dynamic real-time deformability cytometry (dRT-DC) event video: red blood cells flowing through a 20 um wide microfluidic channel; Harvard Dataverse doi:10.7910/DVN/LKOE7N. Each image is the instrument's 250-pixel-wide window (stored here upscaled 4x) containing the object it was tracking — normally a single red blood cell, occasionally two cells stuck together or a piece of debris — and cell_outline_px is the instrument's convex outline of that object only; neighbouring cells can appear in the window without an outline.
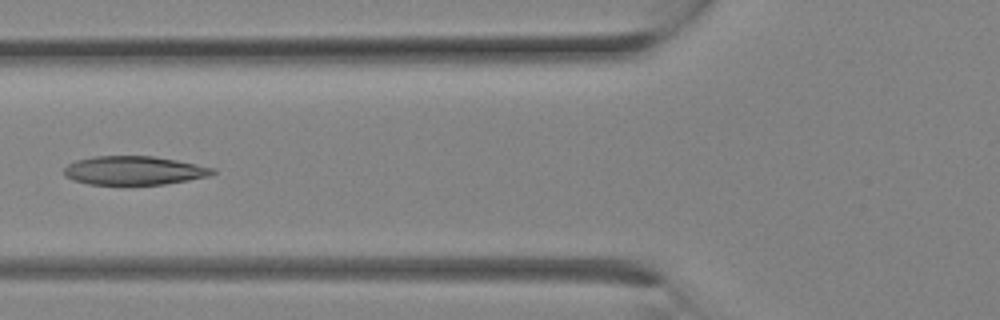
{"species": "Egyptian fruit bat (a non-hibernating species)", "species_latin": "Rousettus aegyptiacus", "temperature_condition": "room temperature", "stored_images_in_passage": 11, "camera_frame_rate_fps": 3000, "um_per_image_px": 0.085, "animal": {"sex": "female"}, "frame": {"image": 1, "passage_image": 10, "time_ms": 3.0, "image_size_px": [1000, 320], "cell_outline_px": [[216, 172], [208, 176], [188, 180], [164, 184], [88, 184], [72, 180], [64, 176], [64, 168], [68, 164], [76, 160], [92, 156], [152, 156], [176, 160], [216, 168]], "centroid_in_image_um": [11.37, 14.49], "position_along_channel_um": 114.4, "area_um2": 24.85}}